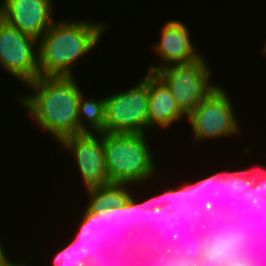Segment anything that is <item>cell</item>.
<instances>
[{
    "mask_svg": "<svg viewBox=\"0 0 266 266\" xmlns=\"http://www.w3.org/2000/svg\"><path fill=\"white\" fill-rule=\"evenodd\" d=\"M241 225L236 215L210 216L204 234L206 250L202 260L209 261L213 266H224L235 258L237 250L249 239Z\"/></svg>",
    "mask_w": 266,
    "mask_h": 266,
    "instance_id": "obj_9",
    "label": "cell"
},
{
    "mask_svg": "<svg viewBox=\"0 0 266 266\" xmlns=\"http://www.w3.org/2000/svg\"><path fill=\"white\" fill-rule=\"evenodd\" d=\"M265 253V254H264ZM266 232L246 240L237 250L235 258L241 261H255L257 264L266 262Z\"/></svg>",
    "mask_w": 266,
    "mask_h": 266,
    "instance_id": "obj_26",
    "label": "cell"
},
{
    "mask_svg": "<svg viewBox=\"0 0 266 266\" xmlns=\"http://www.w3.org/2000/svg\"><path fill=\"white\" fill-rule=\"evenodd\" d=\"M204 59L201 57L190 63L169 65L154 72L169 88L186 115L217 87L210 82L211 70Z\"/></svg>",
    "mask_w": 266,
    "mask_h": 266,
    "instance_id": "obj_5",
    "label": "cell"
},
{
    "mask_svg": "<svg viewBox=\"0 0 266 266\" xmlns=\"http://www.w3.org/2000/svg\"><path fill=\"white\" fill-rule=\"evenodd\" d=\"M37 44L35 37L0 18V66L24 85L39 77Z\"/></svg>",
    "mask_w": 266,
    "mask_h": 266,
    "instance_id": "obj_7",
    "label": "cell"
},
{
    "mask_svg": "<svg viewBox=\"0 0 266 266\" xmlns=\"http://www.w3.org/2000/svg\"><path fill=\"white\" fill-rule=\"evenodd\" d=\"M188 28L178 20H170L162 27L161 40L155 46V53L164 63L149 66L148 72L154 73L166 66L190 63L202 57L190 39Z\"/></svg>",
    "mask_w": 266,
    "mask_h": 266,
    "instance_id": "obj_12",
    "label": "cell"
},
{
    "mask_svg": "<svg viewBox=\"0 0 266 266\" xmlns=\"http://www.w3.org/2000/svg\"><path fill=\"white\" fill-rule=\"evenodd\" d=\"M53 266H77L76 245L71 242L56 254L53 259Z\"/></svg>",
    "mask_w": 266,
    "mask_h": 266,
    "instance_id": "obj_28",
    "label": "cell"
},
{
    "mask_svg": "<svg viewBox=\"0 0 266 266\" xmlns=\"http://www.w3.org/2000/svg\"><path fill=\"white\" fill-rule=\"evenodd\" d=\"M0 266H27V264H16V262L13 263V261L9 260V257H7L5 260L0 262Z\"/></svg>",
    "mask_w": 266,
    "mask_h": 266,
    "instance_id": "obj_31",
    "label": "cell"
},
{
    "mask_svg": "<svg viewBox=\"0 0 266 266\" xmlns=\"http://www.w3.org/2000/svg\"><path fill=\"white\" fill-rule=\"evenodd\" d=\"M262 167H253L255 170L253 187L236 199V211L232 215L266 214V169Z\"/></svg>",
    "mask_w": 266,
    "mask_h": 266,
    "instance_id": "obj_18",
    "label": "cell"
},
{
    "mask_svg": "<svg viewBox=\"0 0 266 266\" xmlns=\"http://www.w3.org/2000/svg\"><path fill=\"white\" fill-rule=\"evenodd\" d=\"M126 186L130 185L125 183H108L86 189L89 195V204L86 207L91 211H98L121 206L130 195V191Z\"/></svg>",
    "mask_w": 266,
    "mask_h": 266,
    "instance_id": "obj_21",
    "label": "cell"
},
{
    "mask_svg": "<svg viewBox=\"0 0 266 266\" xmlns=\"http://www.w3.org/2000/svg\"><path fill=\"white\" fill-rule=\"evenodd\" d=\"M258 266H266V263L265 262L260 263V264H258Z\"/></svg>",
    "mask_w": 266,
    "mask_h": 266,
    "instance_id": "obj_34",
    "label": "cell"
},
{
    "mask_svg": "<svg viewBox=\"0 0 266 266\" xmlns=\"http://www.w3.org/2000/svg\"><path fill=\"white\" fill-rule=\"evenodd\" d=\"M51 3L52 0H4L0 18L39 40L54 22Z\"/></svg>",
    "mask_w": 266,
    "mask_h": 266,
    "instance_id": "obj_11",
    "label": "cell"
},
{
    "mask_svg": "<svg viewBox=\"0 0 266 266\" xmlns=\"http://www.w3.org/2000/svg\"><path fill=\"white\" fill-rule=\"evenodd\" d=\"M157 208L156 195L142 203L135 201L130 194V230L150 229V216L152 209Z\"/></svg>",
    "mask_w": 266,
    "mask_h": 266,
    "instance_id": "obj_25",
    "label": "cell"
},
{
    "mask_svg": "<svg viewBox=\"0 0 266 266\" xmlns=\"http://www.w3.org/2000/svg\"><path fill=\"white\" fill-rule=\"evenodd\" d=\"M77 236L72 241L76 245L77 266H87L90 257L103 253L112 242L100 232L97 211L85 208Z\"/></svg>",
    "mask_w": 266,
    "mask_h": 266,
    "instance_id": "obj_14",
    "label": "cell"
},
{
    "mask_svg": "<svg viewBox=\"0 0 266 266\" xmlns=\"http://www.w3.org/2000/svg\"><path fill=\"white\" fill-rule=\"evenodd\" d=\"M209 216L201 209L192 213L167 212L166 206L152 209L150 229L158 237L159 262L161 263L168 253L180 244V237L185 231L198 226L206 227Z\"/></svg>",
    "mask_w": 266,
    "mask_h": 266,
    "instance_id": "obj_10",
    "label": "cell"
},
{
    "mask_svg": "<svg viewBox=\"0 0 266 266\" xmlns=\"http://www.w3.org/2000/svg\"><path fill=\"white\" fill-rule=\"evenodd\" d=\"M148 93L150 102L148 128H169L173 122L187 116L178 106L166 84L151 72H148Z\"/></svg>",
    "mask_w": 266,
    "mask_h": 266,
    "instance_id": "obj_13",
    "label": "cell"
},
{
    "mask_svg": "<svg viewBox=\"0 0 266 266\" xmlns=\"http://www.w3.org/2000/svg\"><path fill=\"white\" fill-rule=\"evenodd\" d=\"M97 218L100 232L115 243L130 231V195L121 206L98 210Z\"/></svg>",
    "mask_w": 266,
    "mask_h": 266,
    "instance_id": "obj_19",
    "label": "cell"
},
{
    "mask_svg": "<svg viewBox=\"0 0 266 266\" xmlns=\"http://www.w3.org/2000/svg\"><path fill=\"white\" fill-rule=\"evenodd\" d=\"M60 145L76 159L86 189L111 183L106 169L103 133H77L66 137Z\"/></svg>",
    "mask_w": 266,
    "mask_h": 266,
    "instance_id": "obj_8",
    "label": "cell"
},
{
    "mask_svg": "<svg viewBox=\"0 0 266 266\" xmlns=\"http://www.w3.org/2000/svg\"><path fill=\"white\" fill-rule=\"evenodd\" d=\"M206 227L198 226L185 231L180 244L173 248L161 262V266H197L202 260Z\"/></svg>",
    "mask_w": 266,
    "mask_h": 266,
    "instance_id": "obj_15",
    "label": "cell"
},
{
    "mask_svg": "<svg viewBox=\"0 0 266 266\" xmlns=\"http://www.w3.org/2000/svg\"><path fill=\"white\" fill-rule=\"evenodd\" d=\"M254 168L224 172L223 214L232 215L236 211V199L253 187Z\"/></svg>",
    "mask_w": 266,
    "mask_h": 266,
    "instance_id": "obj_20",
    "label": "cell"
},
{
    "mask_svg": "<svg viewBox=\"0 0 266 266\" xmlns=\"http://www.w3.org/2000/svg\"><path fill=\"white\" fill-rule=\"evenodd\" d=\"M223 181L224 172L214 173L198 181L200 202L203 203V211L209 217L223 214Z\"/></svg>",
    "mask_w": 266,
    "mask_h": 266,
    "instance_id": "obj_23",
    "label": "cell"
},
{
    "mask_svg": "<svg viewBox=\"0 0 266 266\" xmlns=\"http://www.w3.org/2000/svg\"><path fill=\"white\" fill-rule=\"evenodd\" d=\"M137 262L132 255L122 252L112 243L103 253L90 257L87 266H134Z\"/></svg>",
    "mask_w": 266,
    "mask_h": 266,
    "instance_id": "obj_24",
    "label": "cell"
},
{
    "mask_svg": "<svg viewBox=\"0 0 266 266\" xmlns=\"http://www.w3.org/2000/svg\"><path fill=\"white\" fill-rule=\"evenodd\" d=\"M134 266H161L158 261H138Z\"/></svg>",
    "mask_w": 266,
    "mask_h": 266,
    "instance_id": "obj_30",
    "label": "cell"
},
{
    "mask_svg": "<svg viewBox=\"0 0 266 266\" xmlns=\"http://www.w3.org/2000/svg\"><path fill=\"white\" fill-rule=\"evenodd\" d=\"M225 88L217 87L186 117L197 140L229 137L240 131L232 101Z\"/></svg>",
    "mask_w": 266,
    "mask_h": 266,
    "instance_id": "obj_6",
    "label": "cell"
},
{
    "mask_svg": "<svg viewBox=\"0 0 266 266\" xmlns=\"http://www.w3.org/2000/svg\"><path fill=\"white\" fill-rule=\"evenodd\" d=\"M54 21L38 40L39 76H74V62L98 44L105 26L91 21Z\"/></svg>",
    "mask_w": 266,
    "mask_h": 266,
    "instance_id": "obj_2",
    "label": "cell"
},
{
    "mask_svg": "<svg viewBox=\"0 0 266 266\" xmlns=\"http://www.w3.org/2000/svg\"><path fill=\"white\" fill-rule=\"evenodd\" d=\"M224 266H258V264L254 260L247 262L233 258L232 260L227 262Z\"/></svg>",
    "mask_w": 266,
    "mask_h": 266,
    "instance_id": "obj_29",
    "label": "cell"
},
{
    "mask_svg": "<svg viewBox=\"0 0 266 266\" xmlns=\"http://www.w3.org/2000/svg\"><path fill=\"white\" fill-rule=\"evenodd\" d=\"M93 131L94 133L95 131L96 133L105 132V97L98 100L93 98L85 100L81 94L78 102V133H93Z\"/></svg>",
    "mask_w": 266,
    "mask_h": 266,
    "instance_id": "obj_22",
    "label": "cell"
},
{
    "mask_svg": "<svg viewBox=\"0 0 266 266\" xmlns=\"http://www.w3.org/2000/svg\"><path fill=\"white\" fill-rule=\"evenodd\" d=\"M149 107L147 72L127 91L105 97V132L146 133Z\"/></svg>",
    "mask_w": 266,
    "mask_h": 266,
    "instance_id": "obj_4",
    "label": "cell"
},
{
    "mask_svg": "<svg viewBox=\"0 0 266 266\" xmlns=\"http://www.w3.org/2000/svg\"><path fill=\"white\" fill-rule=\"evenodd\" d=\"M146 133H103L107 175L111 183L139 185L157 172Z\"/></svg>",
    "mask_w": 266,
    "mask_h": 266,
    "instance_id": "obj_3",
    "label": "cell"
},
{
    "mask_svg": "<svg viewBox=\"0 0 266 266\" xmlns=\"http://www.w3.org/2000/svg\"><path fill=\"white\" fill-rule=\"evenodd\" d=\"M157 208L166 206L167 212L192 213L195 209L203 210L200 202L198 181L194 184H186L180 189H167L164 193L156 196Z\"/></svg>",
    "mask_w": 266,
    "mask_h": 266,
    "instance_id": "obj_17",
    "label": "cell"
},
{
    "mask_svg": "<svg viewBox=\"0 0 266 266\" xmlns=\"http://www.w3.org/2000/svg\"><path fill=\"white\" fill-rule=\"evenodd\" d=\"M157 236L148 228L130 230L115 242L122 251L129 253L138 261H158L159 245Z\"/></svg>",
    "mask_w": 266,
    "mask_h": 266,
    "instance_id": "obj_16",
    "label": "cell"
},
{
    "mask_svg": "<svg viewBox=\"0 0 266 266\" xmlns=\"http://www.w3.org/2000/svg\"><path fill=\"white\" fill-rule=\"evenodd\" d=\"M237 217L241 220V229L248 238L266 232V214H242Z\"/></svg>",
    "mask_w": 266,
    "mask_h": 266,
    "instance_id": "obj_27",
    "label": "cell"
},
{
    "mask_svg": "<svg viewBox=\"0 0 266 266\" xmlns=\"http://www.w3.org/2000/svg\"><path fill=\"white\" fill-rule=\"evenodd\" d=\"M7 257L6 252L3 250L2 243L0 242V262L5 260Z\"/></svg>",
    "mask_w": 266,
    "mask_h": 266,
    "instance_id": "obj_32",
    "label": "cell"
},
{
    "mask_svg": "<svg viewBox=\"0 0 266 266\" xmlns=\"http://www.w3.org/2000/svg\"><path fill=\"white\" fill-rule=\"evenodd\" d=\"M197 266H213V264H211L209 261L201 260Z\"/></svg>",
    "mask_w": 266,
    "mask_h": 266,
    "instance_id": "obj_33",
    "label": "cell"
},
{
    "mask_svg": "<svg viewBox=\"0 0 266 266\" xmlns=\"http://www.w3.org/2000/svg\"><path fill=\"white\" fill-rule=\"evenodd\" d=\"M27 85L35 93L21 96L20 103L38 126L57 143L78 133V102L83 92L75 77L39 76Z\"/></svg>",
    "mask_w": 266,
    "mask_h": 266,
    "instance_id": "obj_1",
    "label": "cell"
}]
</instances>
